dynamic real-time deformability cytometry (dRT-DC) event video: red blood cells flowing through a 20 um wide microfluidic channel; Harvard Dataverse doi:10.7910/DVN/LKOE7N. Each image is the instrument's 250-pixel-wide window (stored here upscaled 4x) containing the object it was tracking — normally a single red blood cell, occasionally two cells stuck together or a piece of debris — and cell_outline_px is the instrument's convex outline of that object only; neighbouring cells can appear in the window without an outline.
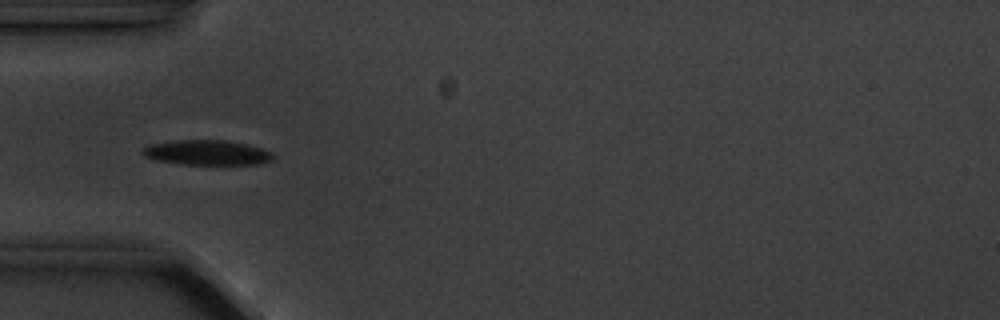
{"species": "common noctule bat (a hibernating species)", "species_latin": "Nyctalus noctula", "temperature_condition": "cold", "stored_images_in_passage": 9, "camera_frame_rate_fps": 3000, "um_per_image_px": 0.085, "animal": {"sex": "male", "body_mass_g": 20.1, "forearm_length_mm": 53.5}, "frame": {"image": 1, "passage_image": 3, "time_ms": 2.0, "image_size_px": [1000, 320], "cell_outline_px": [[276, 156], [272, 160], [260, 164], [184, 164], [152, 160], [144, 156], [140, 152], [148, 144], [176, 140], [224, 140], [248, 144], [272, 152]], "centroid_in_image_um": [17.58, 12.97], "position_along_channel_um": 67.4, "area_um2": 19.13}}